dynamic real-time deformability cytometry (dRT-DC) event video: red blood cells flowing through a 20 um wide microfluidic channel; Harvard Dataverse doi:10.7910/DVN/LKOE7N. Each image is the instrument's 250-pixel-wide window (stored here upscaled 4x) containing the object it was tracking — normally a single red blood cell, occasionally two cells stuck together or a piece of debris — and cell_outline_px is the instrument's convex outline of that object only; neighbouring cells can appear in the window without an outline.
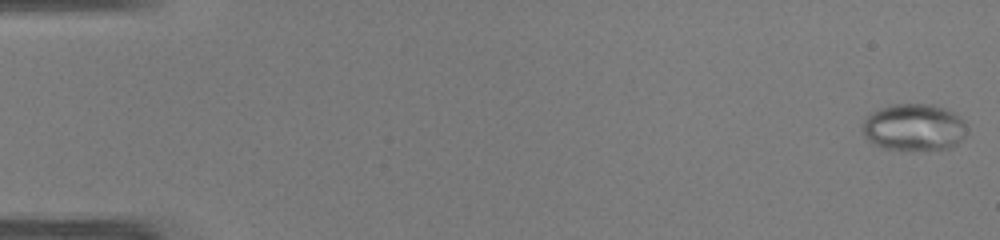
{"species": "common noctule bat (a hibernating species)", "species_latin": "Nyctalus noctula", "temperature_condition": "warm", "stored_images_in_passage": 48, "camera_frame_rate_fps": 3000, "um_per_image_px": 0.085, "animal": {"sex": "male", "body_mass_g": 19.0, "forearm_length_mm": 50.8}, "frame": {"image": 1, "passage_image": 1, "time_ms": 0.0, "image_size_px": [1000, 240], "cell_outline_px": [[964, 136], [952, 148], [884, 148], [868, 140], [864, 136], [864, 116], [880, 108], [892, 104], [932, 104], [944, 108], [960, 116], [964, 120]], "centroid_in_image_um": [77.67, 10.78], "position_along_channel_um": 7.3, "area_um2": 27.92}}
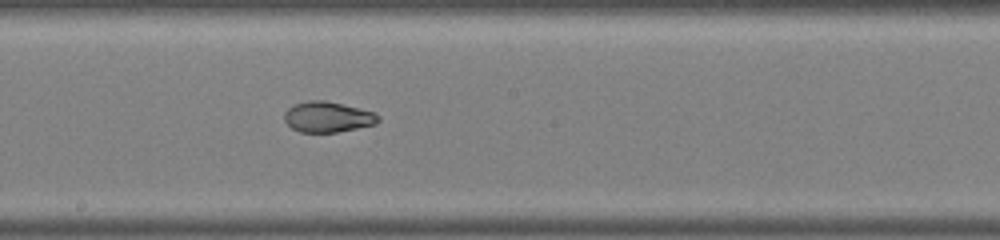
{"frame": {"image": 2, "passage_image": 27, "time_ms": 8.667, "image_size_px": [1000, 240], "cell_outline_px": [[380, 120], [376, 124], [336, 132], [300, 132], [292, 128], [284, 120], [284, 112], [288, 108], [296, 104], [308, 100], [324, 100], [360, 108], [376, 112], [380, 116]], "centroid_in_image_um": [27.87, 9.93], "position_along_channel_um": 220.3, "area_um2": 16.76}}
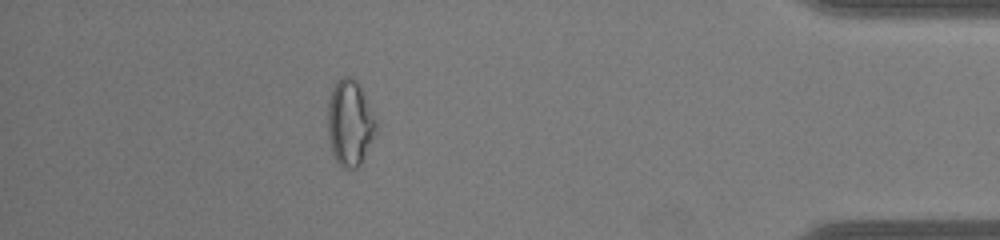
{"frame": {"image": 3, "passage_image": 43, "time_ms": 14.0, "image_size_px": [1000, 240], "cell_outline_px": [[376, 128], [360, 164], [356, 168], [340, 168], [332, 152], [328, 136], [328, 100], [332, 88], [344, 76], [352, 76], [356, 80], [376, 120]], "centroid_in_image_um": [29.7, 10.46], "position_along_channel_um": 405.5, "area_um2": 23.58}, "authors_computed_cell_mechanics": {"area_um2": 22.7732, "velocity_mm_per_s": 4.2601, "shape_relaxation_time_tau1_ms": null, "shape_relaxation_time_tau2_ms": 1.3121, "deformation_change_tau1": null, "deformation_change_tau2": 0.0444}}